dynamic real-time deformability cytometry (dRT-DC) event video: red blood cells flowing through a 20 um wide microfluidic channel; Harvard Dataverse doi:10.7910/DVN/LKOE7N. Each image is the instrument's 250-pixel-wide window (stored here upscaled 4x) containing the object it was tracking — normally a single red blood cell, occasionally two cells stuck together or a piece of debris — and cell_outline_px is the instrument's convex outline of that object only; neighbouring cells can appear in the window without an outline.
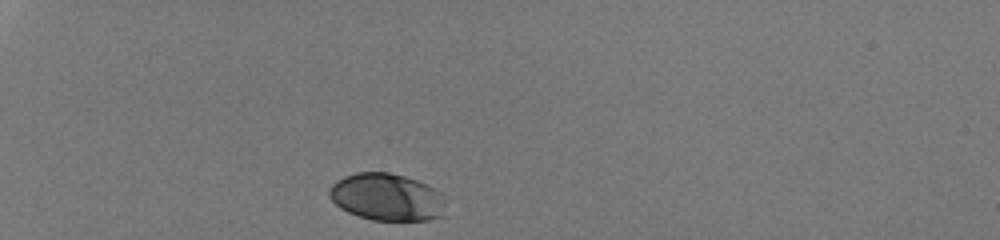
{"species": "human", "species_latin": "Homo sapiens", "temperature_condition": "room temperature", "stored_images_in_passage": 30, "camera_frame_rate_fps": 3000, "um_per_image_px": 0.085, "donor": {"sex": "male"}, "frame": {"image": 1, "passage_image": 1, "time_ms": 0.0, "image_size_px": [1000, 240], "cell_outline_px": [[444, 216], [428, 220], [372, 220], [348, 212], [340, 208], [328, 196], [328, 192], [332, 184], [336, 180], [344, 176], [356, 172], [388, 172], [404, 176], [416, 180], [440, 192]], "centroid_in_image_um": [32.82, 16.75], "position_along_channel_um": 52.2, "area_um2": 31.79}}
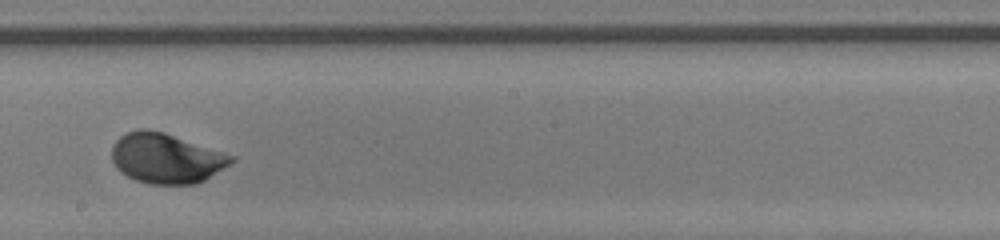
{"frame": {"image": 2, "passage_image": 18, "time_ms": 5.667, "image_size_px": [1000, 240], "cell_outline_px": [[236, 160], [204, 180], [196, 184], [152, 184], [136, 180], [120, 172], [116, 168], [112, 160], [112, 144], [120, 136], [128, 132], [140, 128], [148, 128], [164, 132], [236, 156]], "centroid_in_image_um": [14.11, 13.44], "position_along_channel_um": 234.1, "area_um2": 34.91}}
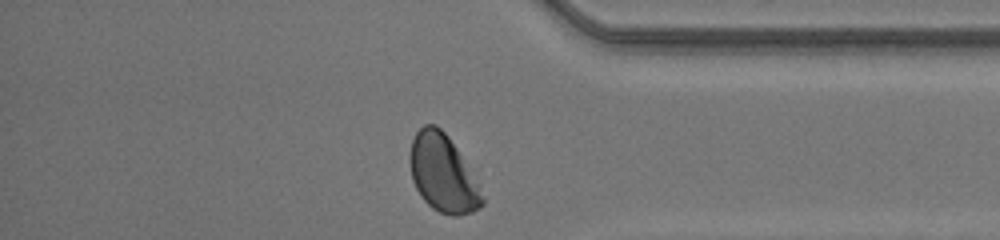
{"frame": {"image": 3, "passage_image": 30, "time_ms": 9.667, "image_size_px": [1000, 240], "cell_outline_px": [[484, 204], [480, 208], [472, 212], [460, 216], [452, 216], [440, 212], [432, 208], [420, 196], [412, 180], [408, 160], [408, 156], [412, 140], [416, 132], [424, 124], [436, 124], [448, 136], [472, 172], [484, 200]], "centroid_in_image_um": [37.61, 14.75], "position_along_channel_um": 397.6, "area_um2": 32.66}, "authors_computed_cell_mechanics": {"area_um2": 33.4951, "velocity_mm_per_s": 4.1844, "shape_relaxation_time_tau1_ms": 1.7862, "shape_relaxation_time_tau2_ms": null, "deformation_change_tau1": 0.118, "deformation_change_tau2": null}}